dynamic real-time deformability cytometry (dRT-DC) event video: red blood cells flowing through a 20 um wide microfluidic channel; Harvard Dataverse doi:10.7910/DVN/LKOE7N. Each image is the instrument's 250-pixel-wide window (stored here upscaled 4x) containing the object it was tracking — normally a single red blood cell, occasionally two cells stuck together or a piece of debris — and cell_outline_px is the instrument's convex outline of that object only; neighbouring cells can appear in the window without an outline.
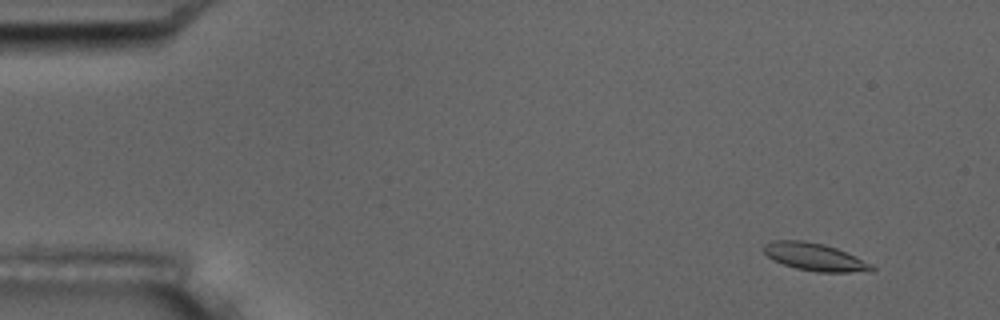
{"species": "common noctule bat (a hibernating species)", "species_latin": "Nyctalus noctula", "temperature_condition": "room temperature", "stored_images_in_passage": 6, "camera_frame_rate_fps": 3000, "um_per_image_px": 0.085, "animal": {"sex": "male", "body_mass_g": 17.5, "forearm_length_mm": 52.3}, "frame": {"image": 1, "passage_image": 2, "time_ms": 1.0, "image_size_px": [1000, 320], "cell_outline_px": [[876, 268], [848, 272], [816, 272], [796, 268], [772, 260], [764, 252], [764, 244], [776, 240], [804, 240], [824, 244], [836, 248], [872, 264]], "centroid_in_image_um": [69.18, 21.82], "position_along_channel_um": 15.8, "area_um2": 16.99}}
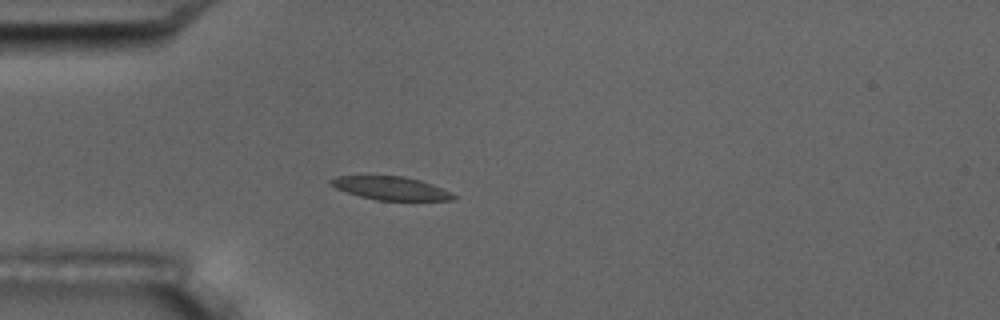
{"frame": {"image": 2, "passage_image": 5, "time_ms": 4.667, "image_size_px": [1000, 320], "cell_outline_px": [[456, 196], [452, 200], [376, 200], [360, 196], [336, 188], [328, 180], [336, 176], [404, 176], [420, 180], [432, 184]], "centroid_in_image_um": [33.19, 15.99], "position_along_channel_um": 51.8, "area_um2": 16.3}}